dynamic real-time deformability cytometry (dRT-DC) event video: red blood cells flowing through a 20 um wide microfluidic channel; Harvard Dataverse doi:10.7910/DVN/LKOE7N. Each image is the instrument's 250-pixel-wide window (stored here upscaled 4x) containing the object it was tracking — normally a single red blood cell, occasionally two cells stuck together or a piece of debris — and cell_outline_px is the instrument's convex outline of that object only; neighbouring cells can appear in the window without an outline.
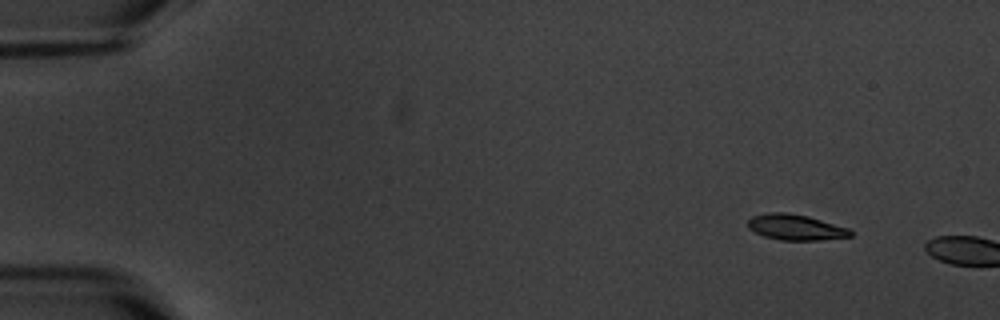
{"species": "common noctule bat (a hibernating species)", "species_latin": "Nyctalus noctula", "temperature_condition": "warm", "stored_images_in_passage": 2, "camera_frame_rate_fps": 3000, "um_per_image_px": 0.085, "animal": {"sex": "male", "body_mass_g": 20.1, "forearm_length_mm": 53.5}, "frame": {"image": 1, "passage_image": 1, "time_ms": 0.0, "image_size_px": [1000, 320], "cell_outline_px": [[852, 236], [820, 240], [780, 240], [764, 236], [748, 228], [748, 220], [752, 216], [768, 212], [788, 212], [808, 216], [848, 228], [852, 232]], "centroid_in_image_um": [67.61, 19.31], "position_along_channel_um": 17.4, "area_um2": 15.32}}